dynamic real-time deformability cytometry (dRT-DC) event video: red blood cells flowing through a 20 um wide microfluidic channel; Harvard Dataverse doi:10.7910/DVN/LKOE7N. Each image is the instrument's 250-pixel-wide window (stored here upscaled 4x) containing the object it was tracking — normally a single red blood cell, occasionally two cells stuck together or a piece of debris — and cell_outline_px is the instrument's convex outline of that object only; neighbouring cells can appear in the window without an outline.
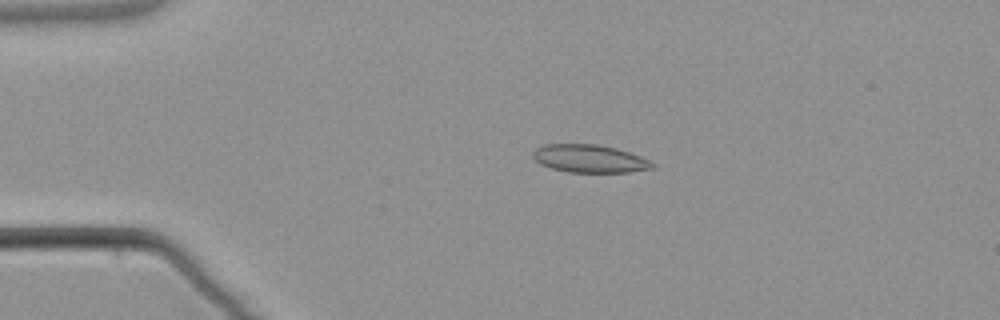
{"species": "common noctule bat (a hibernating species)", "species_latin": "Nyctalus noctula", "temperature_condition": "warm", "stored_images_in_passage": 5, "camera_frame_rate_fps": 3000, "um_per_image_px": 0.085, "animal": {"sex": "male", "body_mass_g": 21.5, "forearm_length_mm": 52.0}, "frame": {"image": 1, "passage_image": 4, "time_ms": 3.667, "image_size_px": [1000, 320], "cell_outline_px": [[656, 164], [652, 168], [628, 172], [568, 172], [552, 168], [540, 164], [532, 156], [532, 152], [536, 148], [544, 144], [596, 144], [616, 148], [640, 156]], "centroid_in_image_um": [50.08, 13.48], "position_along_channel_um": 34.9, "area_um2": 19.31}}